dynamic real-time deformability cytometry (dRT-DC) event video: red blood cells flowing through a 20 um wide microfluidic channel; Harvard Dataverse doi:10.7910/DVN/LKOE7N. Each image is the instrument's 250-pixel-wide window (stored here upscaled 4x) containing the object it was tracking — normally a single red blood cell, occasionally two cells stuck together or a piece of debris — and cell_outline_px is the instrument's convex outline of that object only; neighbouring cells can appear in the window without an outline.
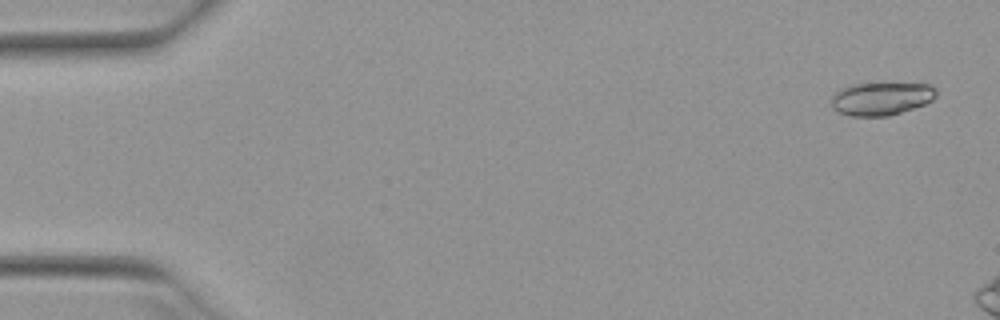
{"species": "Egyptian fruit bat (a non-hibernating species)", "species_latin": "Rousettus aegyptiacus", "temperature_condition": "warm", "stored_images_in_passage": 15, "camera_frame_rate_fps": 3000, "um_per_image_px": 0.085, "animal": {"sex": "female"}, "frame": {"image": 1, "passage_image": 3, "time_ms": 0.667, "image_size_px": [1000, 320], "cell_outline_px": [[936, 96], [932, 100], [924, 104], [888, 116], [848, 116], [832, 108], [832, 96], [840, 88], [852, 84], [880, 80], [928, 84], [936, 88]], "centroid_in_image_um": [74.91, 8.32], "position_along_channel_um": 10.1, "area_um2": 21.04}}